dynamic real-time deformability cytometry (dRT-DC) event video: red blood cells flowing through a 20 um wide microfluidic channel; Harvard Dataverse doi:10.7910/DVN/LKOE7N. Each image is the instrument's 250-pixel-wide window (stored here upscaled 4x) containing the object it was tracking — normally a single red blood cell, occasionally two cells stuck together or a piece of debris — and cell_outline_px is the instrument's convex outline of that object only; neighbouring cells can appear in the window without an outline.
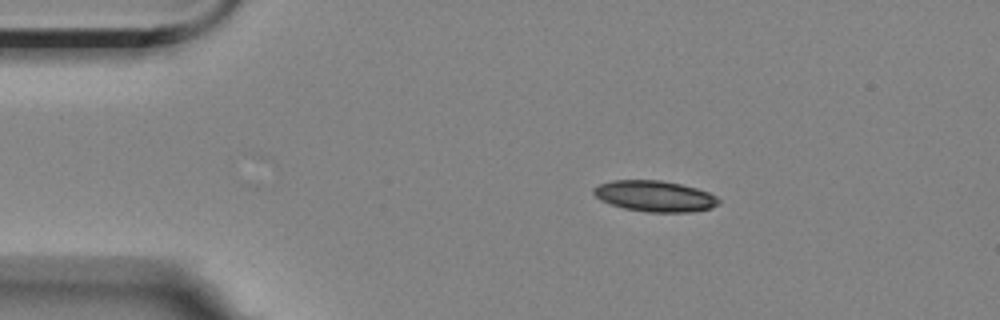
{"species": "Egyptian fruit bat (a non-hibernating species)", "species_latin": "Rousettus aegyptiacus", "temperature_condition": "room temperature", "stored_images_in_passage": 3, "camera_frame_rate_fps": 3000, "um_per_image_px": 0.085, "animal": {"sex": "female"}, "frame": {"image": 1, "passage_image": 2, "time_ms": 1.333, "image_size_px": [1000, 320], "cell_outline_px": [[720, 204], [712, 208], [692, 212], [648, 212], [624, 208], [600, 200], [592, 192], [592, 188], [600, 184], [612, 180], [660, 180], [680, 184], [696, 188], [708, 192], [716, 196], [720, 200]], "centroid_in_image_um": [55.67, 16.67], "position_along_channel_um": 29.3, "area_um2": 22.6}}